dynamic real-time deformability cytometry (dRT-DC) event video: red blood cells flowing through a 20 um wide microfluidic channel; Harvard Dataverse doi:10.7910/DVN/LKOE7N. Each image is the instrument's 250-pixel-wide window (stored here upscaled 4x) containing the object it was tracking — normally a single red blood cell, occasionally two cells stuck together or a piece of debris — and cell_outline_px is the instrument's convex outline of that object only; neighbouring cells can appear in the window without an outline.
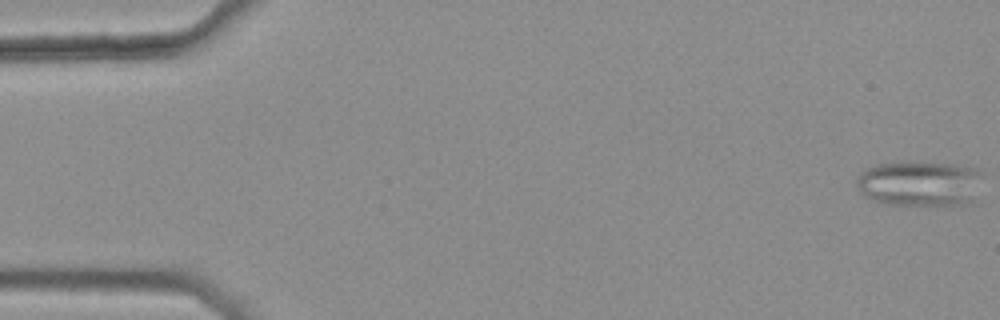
{"species": "common noctule bat (a hibernating species)", "species_latin": "Nyctalus noctula", "temperature_condition": "warm", "stored_images_in_passage": 46, "camera_frame_rate_fps": 3000, "um_per_image_px": 0.085, "animal": {"sex": "female", "body_mass_g": 25.1}, "frame": {"image": 1, "passage_image": 1, "time_ms": 0.0, "image_size_px": [1000, 320], "cell_outline_px": [[980, 168], [968, 200], [960, 204], [892, 204], [876, 200], [864, 196], [856, 188], [856, 180], [860, 172], [876, 164], [908, 160], [952, 164]], "centroid_in_image_um": [77.99, 15.53], "position_along_channel_um": 7.0, "area_um2": 32.43}}
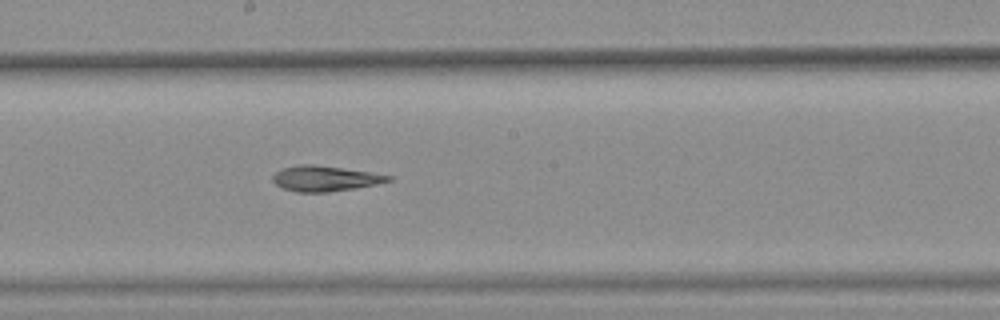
{"frame": {"image": 2, "passage_image": 29, "time_ms": 9.333, "image_size_px": [1000, 320], "cell_outline_px": [[392, 180], [376, 184], [328, 192], [296, 192], [284, 188], [276, 184], [272, 180], [272, 176], [276, 172], [284, 168], [296, 164], [312, 164], [368, 172], [392, 176]], "centroid_in_image_um": [27.58, 15.17], "position_along_channel_um": 220.6, "area_um2": 16.76}}
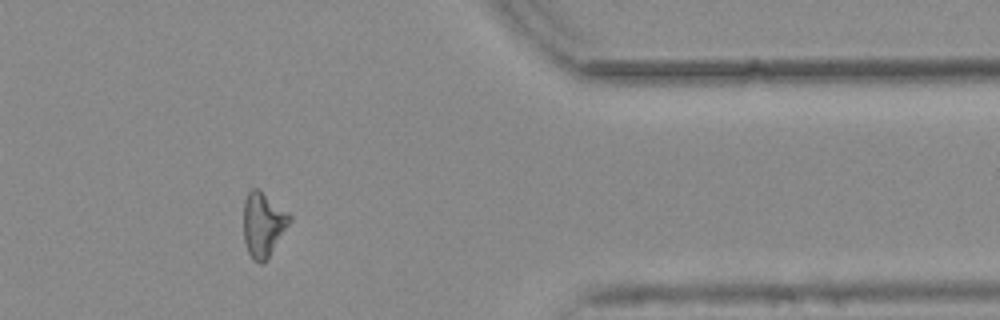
{"frame": {"image": 3, "passage_image": 44, "time_ms": 14.333, "image_size_px": [1000, 320], "cell_outline_px": [[292, 220], [268, 256], [260, 264], [252, 260], [248, 252], [244, 240], [244, 200], [248, 192], [252, 188], [260, 188], [288, 212], [292, 216]], "centroid_in_image_um": [22.36, 19.03], "position_along_channel_um": 389.0, "area_um2": 17.28}, "authors_computed_cell_mechanics": {"area_um2": 17.7446, "velocity_mm_per_s": 3.805, "shape_relaxation_time_tau1_ms": null, "shape_relaxation_time_tau2_ms": 4.7838, "deformation_change_tau1": null, "deformation_change_tau2": 0.1259}}